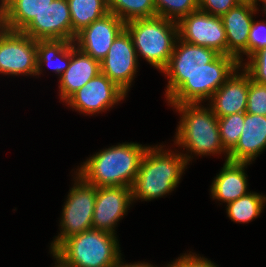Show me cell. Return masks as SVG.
Instances as JSON below:
<instances>
[{"label":"cell","instance_id":"1","mask_svg":"<svg viewBox=\"0 0 266 267\" xmlns=\"http://www.w3.org/2000/svg\"><path fill=\"white\" fill-rule=\"evenodd\" d=\"M147 148L131 142L112 146L87 159L76 173L96 187H132Z\"/></svg>","mask_w":266,"mask_h":267},{"label":"cell","instance_id":"2","mask_svg":"<svg viewBox=\"0 0 266 267\" xmlns=\"http://www.w3.org/2000/svg\"><path fill=\"white\" fill-rule=\"evenodd\" d=\"M162 148L148 146L146 149L131 187L133 201L157 199L177 187L191 155L173 154Z\"/></svg>","mask_w":266,"mask_h":267},{"label":"cell","instance_id":"3","mask_svg":"<svg viewBox=\"0 0 266 267\" xmlns=\"http://www.w3.org/2000/svg\"><path fill=\"white\" fill-rule=\"evenodd\" d=\"M119 248L115 234L89 229L67 238L52 254L64 267H113Z\"/></svg>","mask_w":266,"mask_h":267},{"label":"cell","instance_id":"4","mask_svg":"<svg viewBox=\"0 0 266 267\" xmlns=\"http://www.w3.org/2000/svg\"><path fill=\"white\" fill-rule=\"evenodd\" d=\"M199 103L172 105L182 114L176 130L177 145L194 152L195 155L221 154L228 152L220 140L218 118L211 108L199 106Z\"/></svg>","mask_w":266,"mask_h":267},{"label":"cell","instance_id":"5","mask_svg":"<svg viewBox=\"0 0 266 267\" xmlns=\"http://www.w3.org/2000/svg\"><path fill=\"white\" fill-rule=\"evenodd\" d=\"M125 29L132 37L137 57L143 56L149 64L162 71L178 38L177 22L155 16L129 21L125 23Z\"/></svg>","mask_w":266,"mask_h":267},{"label":"cell","instance_id":"6","mask_svg":"<svg viewBox=\"0 0 266 267\" xmlns=\"http://www.w3.org/2000/svg\"><path fill=\"white\" fill-rule=\"evenodd\" d=\"M241 66L233 56L219 54L191 75L167 100L170 105L200 103L209 99Z\"/></svg>","mask_w":266,"mask_h":267},{"label":"cell","instance_id":"7","mask_svg":"<svg viewBox=\"0 0 266 267\" xmlns=\"http://www.w3.org/2000/svg\"><path fill=\"white\" fill-rule=\"evenodd\" d=\"M62 210L61 233L51 243V253L67 238L92 229L97 187L77 174Z\"/></svg>","mask_w":266,"mask_h":267},{"label":"cell","instance_id":"8","mask_svg":"<svg viewBox=\"0 0 266 267\" xmlns=\"http://www.w3.org/2000/svg\"><path fill=\"white\" fill-rule=\"evenodd\" d=\"M37 40L0 24V73L36 75Z\"/></svg>","mask_w":266,"mask_h":267},{"label":"cell","instance_id":"9","mask_svg":"<svg viewBox=\"0 0 266 267\" xmlns=\"http://www.w3.org/2000/svg\"><path fill=\"white\" fill-rule=\"evenodd\" d=\"M218 55L214 49L193 45L177 38L169 62L161 71L169 80L165 90L166 98L168 99L191 75L200 71Z\"/></svg>","mask_w":266,"mask_h":267},{"label":"cell","instance_id":"10","mask_svg":"<svg viewBox=\"0 0 266 267\" xmlns=\"http://www.w3.org/2000/svg\"><path fill=\"white\" fill-rule=\"evenodd\" d=\"M178 38L184 42L208 47L227 55V37L220 16L201 10L191 12L177 22Z\"/></svg>","mask_w":266,"mask_h":267},{"label":"cell","instance_id":"11","mask_svg":"<svg viewBox=\"0 0 266 267\" xmlns=\"http://www.w3.org/2000/svg\"><path fill=\"white\" fill-rule=\"evenodd\" d=\"M126 92L105 74L99 73L77 90L65 102L83 114H94L109 109L126 97Z\"/></svg>","mask_w":266,"mask_h":267},{"label":"cell","instance_id":"12","mask_svg":"<svg viewBox=\"0 0 266 267\" xmlns=\"http://www.w3.org/2000/svg\"><path fill=\"white\" fill-rule=\"evenodd\" d=\"M137 53L131 35L124 29L112 43L108 54L100 62L101 73L116 83L126 93L136 74Z\"/></svg>","mask_w":266,"mask_h":267},{"label":"cell","instance_id":"13","mask_svg":"<svg viewBox=\"0 0 266 267\" xmlns=\"http://www.w3.org/2000/svg\"><path fill=\"white\" fill-rule=\"evenodd\" d=\"M125 29V23L111 12L92 22L76 34L75 46L83 53L101 62L116 39ZM77 44V45H76Z\"/></svg>","mask_w":266,"mask_h":267},{"label":"cell","instance_id":"14","mask_svg":"<svg viewBox=\"0 0 266 267\" xmlns=\"http://www.w3.org/2000/svg\"><path fill=\"white\" fill-rule=\"evenodd\" d=\"M21 32L34 40L72 41V22L67 0H53Z\"/></svg>","mask_w":266,"mask_h":267},{"label":"cell","instance_id":"15","mask_svg":"<svg viewBox=\"0 0 266 267\" xmlns=\"http://www.w3.org/2000/svg\"><path fill=\"white\" fill-rule=\"evenodd\" d=\"M131 202V187H97L92 229L115 234V225Z\"/></svg>","mask_w":266,"mask_h":267},{"label":"cell","instance_id":"16","mask_svg":"<svg viewBox=\"0 0 266 267\" xmlns=\"http://www.w3.org/2000/svg\"><path fill=\"white\" fill-rule=\"evenodd\" d=\"M257 3H239L221 16L227 37V55L233 56L240 66L242 57L247 55V44L253 14L257 12Z\"/></svg>","mask_w":266,"mask_h":267},{"label":"cell","instance_id":"17","mask_svg":"<svg viewBox=\"0 0 266 267\" xmlns=\"http://www.w3.org/2000/svg\"><path fill=\"white\" fill-rule=\"evenodd\" d=\"M237 73L234 71L210 98V108L217 118L246 112L249 74L244 69L241 74Z\"/></svg>","mask_w":266,"mask_h":267},{"label":"cell","instance_id":"18","mask_svg":"<svg viewBox=\"0 0 266 267\" xmlns=\"http://www.w3.org/2000/svg\"><path fill=\"white\" fill-rule=\"evenodd\" d=\"M99 73H101L100 62L76 48L75 41H71L70 63L59 79L62 101H66Z\"/></svg>","mask_w":266,"mask_h":267},{"label":"cell","instance_id":"19","mask_svg":"<svg viewBox=\"0 0 266 267\" xmlns=\"http://www.w3.org/2000/svg\"><path fill=\"white\" fill-rule=\"evenodd\" d=\"M266 148V116L245 112L244 128L226 161L252 162Z\"/></svg>","mask_w":266,"mask_h":267},{"label":"cell","instance_id":"20","mask_svg":"<svg viewBox=\"0 0 266 267\" xmlns=\"http://www.w3.org/2000/svg\"><path fill=\"white\" fill-rule=\"evenodd\" d=\"M249 162H232L225 160L220 173L214 178L211 185L212 198L227 204L247 194V175L245 166Z\"/></svg>","mask_w":266,"mask_h":267},{"label":"cell","instance_id":"21","mask_svg":"<svg viewBox=\"0 0 266 267\" xmlns=\"http://www.w3.org/2000/svg\"><path fill=\"white\" fill-rule=\"evenodd\" d=\"M0 24L12 31H22L53 0H1Z\"/></svg>","mask_w":266,"mask_h":267},{"label":"cell","instance_id":"22","mask_svg":"<svg viewBox=\"0 0 266 267\" xmlns=\"http://www.w3.org/2000/svg\"><path fill=\"white\" fill-rule=\"evenodd\" d=\"M36 58V75L41 73L42 67L45 64L61 77L70 63L71 41L64 39L37 40ZM55 60H58L59 62H56Z\"/></svg>","mask_w":266,"mask_h":267},{"label":"cell","instance_id":"23","mask_svg":"<svg viewBox=\"0 0 266 267\" xmlns=\"http://www.w3.org/2000/svg\"><path fill=\"white\" fill-rule=\"evenodd\" d=\"M72 22V41L76 34L109 13L107 0H67Z\"/></svg>","mask_w":266,"mask_h":267},{"label":"cell","instance_id":"24","mask_svg":"<svg viewBox=\"0 0 266 267\" xmlns=\"http://www.w3.org/2000/svg\"><path fill=\"white\" fill-rule=\"evenodd\" d=\"M108 10L124 23L157 16L153 0H107Z\"/></svg>","mask_w":266,"mask_h":267},{"label":"cell","instance_id":"25","mask_svg":"<svg viewBox=\"0 0 266 267\" xmlns=\"http://www.w3.org/2000/svg\"><path fill=\"white\" fill-rule=\"evenodd\" d=\"M265 201L266 197L250 191L227 204L228 217L234 222L248 223L260 215Z\"/></svg>","mask_w":266,"mask_h":267},{"label":"cell","instance_id":"26","mask_svg":"<svg viewBox=\"0 0 266 267\" xmlns=\"http://www.w3.org/2000/svg\"><path fill=\"white\" fill-rule=\"evenodd\" d=\"M244 121L245 113H236L218 118L221 144L228 153L238 143L244 128Z\"/></svg>","mask_w":266,"mask_h":267},{"label":"cell","instance_id":"27","mask_svg":"<svg viewBox=\"0 0 266 267\" xmlns=\"http://www.w3.org/2000/svg\"><path fill=\"white\" fill-rule=\"evenodd\" d=\"M157 16L178 22L198 10V0H153Z\"/></svg>","mask_w":266,"mask_h":267},{"label":"cell","instance_id":"28","mask_svg":"<svg viewBox=\"0 0 266 267\" xmlns=\"http://www.w3.org/2000/svg\"><path fill=\"white\" fill-rule=\"evenodd\" d=\"M246 113L266 116V85L255 82L250 75Z\"/></svg>","mask_w":266,"mask_h":267},{"label":"cell","instance_id":"29","mask_svg":"<svg viewBox=\"0 0 266 267\" xmlns=\"http://www.w3.org/2000/svg\"><path fill=\"white\" fill-rule=\"evenodd\" d=\"M244 66L252 80L266 85V47L253 53Z\"/></svg>","mask_w":266,"mask_h":267},{"label":"cell","instance_id":"30","mask_svg":"<svg viewBox=\"0 0 266 267\" xmlns=\"http://www.w3.org/2000/svg\"><path fill=\"white\" fill-rule=\"evenodd\" d=\"M266 47V23L256 22L253 20L250 27L248 44H247V56L248 58L260 50L261 48Z\"/></svg>","mask_w":266,"mask_h":267},{"label":"cell","instance_id":"31","mask_svg":"<svg viewBox=\"0 0 266 267\" xmlns=\"http://www.w3.org/2000/svg\"><path fill=\"white\" fill-rule=\"evenodd\" d=\"M237 4L238 0H198V9L221 17Z\"/></svg>","mask_w":266,"mask_h":267},{"label":"cell","instance_id":"32","mask_svg":"<svg viewBox=\"0 0 266 267\" xmlns=\"http://www.w3.org/2000/svg\"><path fill=\"white\" fill-rule=\"evenodd\" d=\"M170 267H217L214 263L206 258H201L196 254H184L175 262L170 264Z\"/></svg>","mask_w":266,"mask_h":267},{"label":"cell","instance_id":"33","mask_svg":"<svg viewBox=\"0 0 266 267\" xmlns=\"http://www.w3.org/2000/svg\"><path fill=\"white\" fill-rule=\"evenodd\" d=\"M121 257L116 262V264L113 267H153L151 264L148 263H135V264H125L121 261ZM167 267H170V264H168Z\"/></svg>","mask_w":266,"mask_h":267},{"label":"cell","instance_id":"34","mask_svg":"<svg viewBox=\"0 0 266 267\" xmlns=\"http://www.w3.org/2000/svg\"><path fill=\"white\" fill-rule=\"evenodd\" d=\"M239 3H257V0H238Z\"/></svg>","mask_w":266,"mask_h":267},{"label":"cell","instance_id":"35","mask_svg":"<svg viewBox=\"0 0 266 267\" xmlns=\"http://www.w3.org/2000/svg\"><path fill=\"white\" fill-rule=\"evenodd\" d=\"M257 1H261V2H263V4H265V5H263L264 7V12L266 13V0H257Z\"/></svg>","mask_w":266,"mask_h":267},{"label":"cell","instance_id":"36","mask_svg":"<svg viewBox=\"0 0 266 267\" xmlns=\"http://www.w3.org/2000/svg\"><path fill=\"white\" fill-rule=\"evenodd\" d=\"M55 267H64V266H62V265L57 261V264H56Z\"/></svg>","mask_w":266,"mask_h":267}]
</instances>
